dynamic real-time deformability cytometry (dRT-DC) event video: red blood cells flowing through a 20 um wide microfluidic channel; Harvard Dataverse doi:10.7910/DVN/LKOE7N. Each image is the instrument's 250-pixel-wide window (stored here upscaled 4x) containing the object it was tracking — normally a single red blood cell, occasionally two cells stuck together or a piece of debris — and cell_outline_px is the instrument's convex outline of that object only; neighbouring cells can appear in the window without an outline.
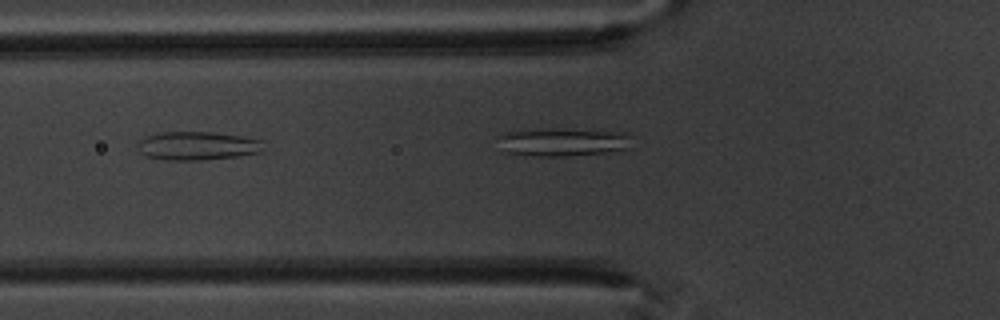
{"species": "common noctule bat (a hibernating species)", "species_latin": "Nyctalus noctula", "temperature_condition": "warm", "stored_images_in_passage": 7, "camera_frame_rate_fps": 3000, "um_per_image_px": 0.085, "animal": {"sex": "male", "body_mass_g": 20.1, "forearm_length_mm": 53.5}, "frame": {"image": 1, "passage_image": 6, "time_ms": 5.667, "image_size_px": [1000, 320], "cell_outline_px": [[264, 140], [260, 152], [236, 156], [200, 160], [164, 160], [148, 156], [140, 152], [136, 144], [140, 140], [148, 136], [160, 132], [212, 132], [240, 136]], "centroid_in_image_um": [16.76, 12.39], "position_along_channel_um": 109.0, "area_um2": 20.75}}